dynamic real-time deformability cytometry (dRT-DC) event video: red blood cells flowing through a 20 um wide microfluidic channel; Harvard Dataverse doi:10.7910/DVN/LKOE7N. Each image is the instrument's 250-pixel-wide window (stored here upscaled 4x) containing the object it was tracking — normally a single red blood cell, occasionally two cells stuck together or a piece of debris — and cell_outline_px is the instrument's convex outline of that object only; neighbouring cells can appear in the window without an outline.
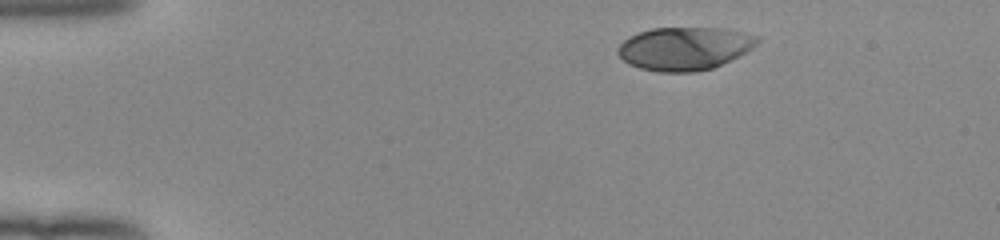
{"species": "human", "species_latin": "Homo sapiens", "temperature_condition": "room temperature", "stored_images_in_passage": 44, "camera_frame_rate_fps": 3000, "um_per_image_px": 0.085, "donor": {"sex": "female"}, "frame": {"image": 1, "passage_image": 1, "time_ms": 0.0, "image_size_px": [1000, 240], "cell_outline_px": [[760, 40], [752, 48], [712, 68], [692, 72], [656, 72], [640, 68], [628, 64], [616, 52], [616, 48], [628, 36], [652, 28], [728, 28], [760, 36]], "centroid_in_image_um": [58.16, 4.11], "position_along_channel_um": 26.8, "area_um2": 35.03}}
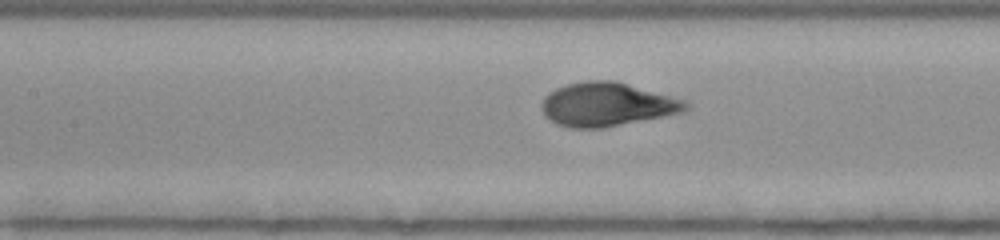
{"frame": {"image": 2, "passage_image": 17, "time_ms": 5.333, "image_size_px": [1000, 240], "cell_outline_px": [[688, 108], [680, 112], [664, 116], [604, 128], [572, 128], [556, 124], [544, 116], [540, 104], [544, 96], [548, 92], [556, 88], [568, 84], [588, 80], [616, 80], [688, 100]], "centroid_in_image_um": [51.58, 8.87], "position_along_channel_um": 155.8, "area_um2": 37.05}}
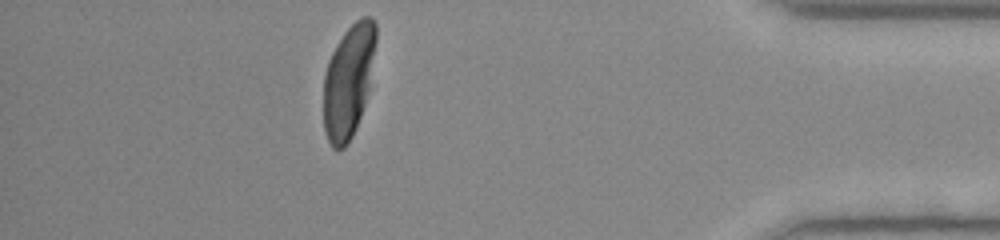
{"frame": {"image": 3, "passage_image": 39, "time_ms": 12.667, "image_size_px": [1000, 240], "cell_outline_px": [[376, 40], [368, 92], [356, 128], [352, 136], [344, 148], [332, 148], [324, 132], [324, 76], [332, 52], [336, 44], [344, 32], [360, 16], [372, 16], [376, 24]], "centroid_in_image_um": [29.62, 6.86], "position_along_channel_um": 405.6, "area_um2": 34.28}, "authors_computed_cell_mechanics": {"area_um2": 35.5759, "velocity_mm_per_s": 3.9541, "shape_relaxation_time_tau1_ms": 3.7719, "shape_relaxation_time_tau2_ms": null, "deformation_change_tau1": 0.2524, "deformation_change_tau2": null}}